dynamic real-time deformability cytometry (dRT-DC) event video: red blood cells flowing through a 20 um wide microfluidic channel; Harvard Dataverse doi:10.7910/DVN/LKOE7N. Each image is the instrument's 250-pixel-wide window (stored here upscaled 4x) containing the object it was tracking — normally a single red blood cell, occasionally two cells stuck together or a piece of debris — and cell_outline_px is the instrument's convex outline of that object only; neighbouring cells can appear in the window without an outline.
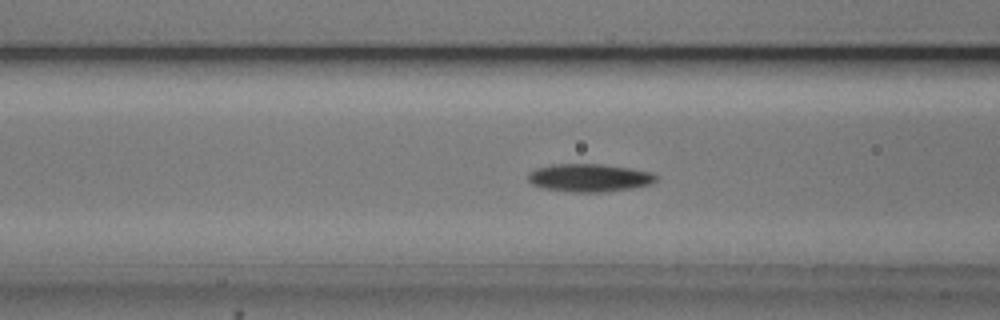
{"species": "common noctule bat (a hibernating species)", "species_latin": "Nyctalus noctula", "temperature_condition": "cold", "stored_images_in_passage": 54, "camera_frame_rate_fps": 3000, "um_per_image_px": 0.085, "animal": {"sex": "male", "body_mass_g": 20.5, "forearm_length_mm": 52.5}, "frame": {"image": 1, "passage_image": 21, "time_ms": 6.667, "image_size_px": [1000, 320], "cell_outline_px": [[656, 180], [652, 184], [608, 192], [572, 192], [544, 188], [532, 184], [528, 180], [528, 172], [536, 168], [552, 164], [604, 164], [652, 172], [656, 176]], "centroid_in_image_um": [50.08, 15.11], "position_along_channel_um": 116.5, "area_um2": 20.87}}
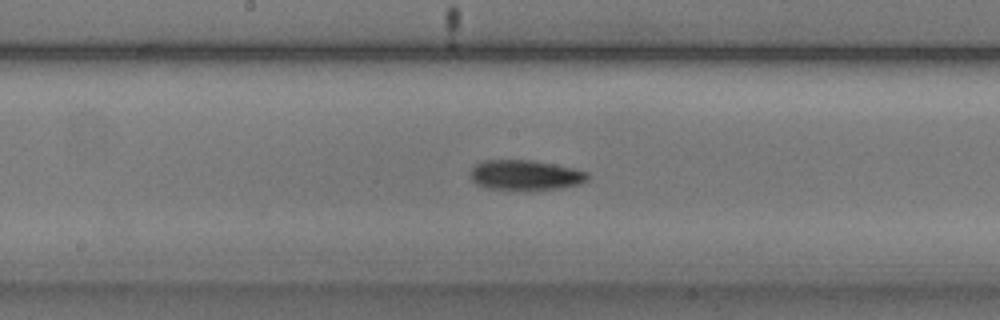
{"frame": {"image": 2, "passage_image": 28, "time_ms": 9.0, "image_size_px": [1000, 320], "cell_outline_px": [[588, 180], [576, 184], [556, 188], [488, 188], [476, 184], [472, 180], [472, 168], [476, 164], [484, 160], [532, 160], [556, 164], [588, 172]], "centroid_in_image_um": [44.65, 14.84], "position_along_channel_um": 203.6, "area_um2": 19.83}}
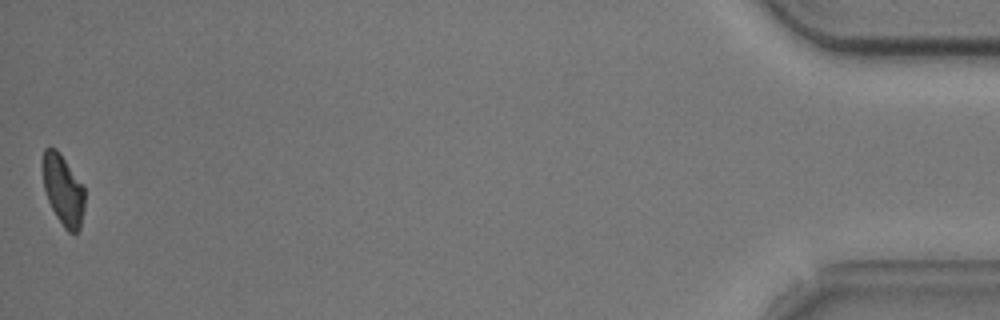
{"frame": {"image": 3, "passage_image": 54, "time_ms": 17.667, "image_size_px": [1000, 320], "cell_outline_px": [[84, 208], [80, 228], [76, 232], [68, 232], [64, 228], [56, 216], [48, 200], [44, 188], [40, 160], [44, 148], [56, 148], [84, 184]], "centroid_in_image_um": [5.35, 16.1], "position_along_channel_um": 429.9, "area_um2": 17.63}, "authors_computed_cell_mechanics": {"area_um2": 19.4786, "velocity_mm_per_s": 3.7166, "shape_relaxation_time_tau1_ms": 7.074, "shape_relaxation_time_tau2_ms": null, "deformation_change_tau1": 0.148, "deformation_change_tau2": null}}